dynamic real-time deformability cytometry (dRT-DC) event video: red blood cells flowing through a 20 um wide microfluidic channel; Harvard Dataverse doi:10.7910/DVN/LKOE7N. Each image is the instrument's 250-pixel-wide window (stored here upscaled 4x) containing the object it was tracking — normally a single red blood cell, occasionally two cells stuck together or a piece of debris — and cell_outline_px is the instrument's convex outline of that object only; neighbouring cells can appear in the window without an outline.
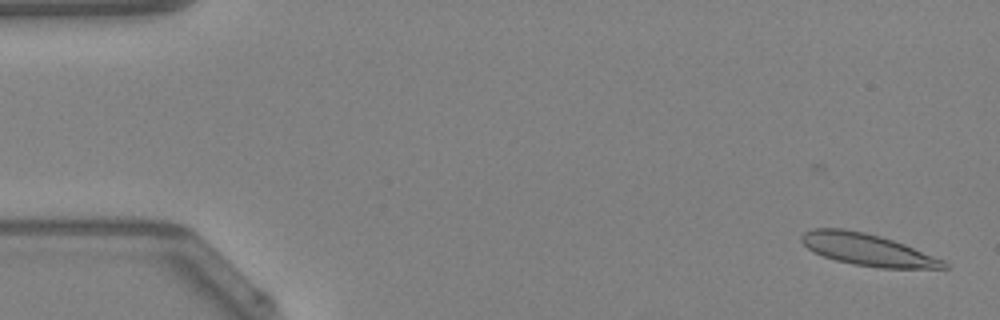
{"species": "Egyptian fruit bat (a non-hibernating species)", "species_latin": "Rousettus aegyptiacus", "temperature_condition": "warm", "stored_images_in_passage": 49, "camera_frame_rate_fps": 3000, "um_per_image_px": 0.085, "animal": {"sex": "female"}, "frame": {"image": 1, "passage_image": 2, "time_ms": 0.333, "image_size_px": [1000, 320], "cell_outline_px": [[948, 268], [880, 268], [852, 264], [836, 260], [824, 256], [808, 248], [800, 240], [800, 236], [804, 232], [812, 228], [844, 228], [864, 232], [880, 236], [904, 244], [944, 260], [948, 264]], "centroid_in_image_um": [73.72, 21.21], "position_along_channel_um": 11.3, "area_um2": 26.3}}
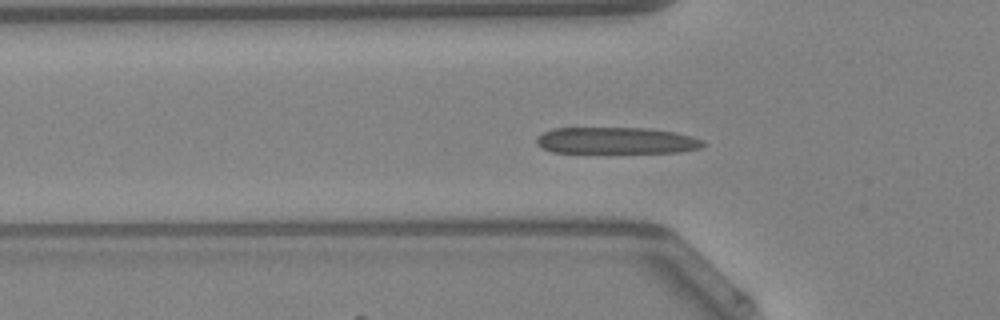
{"frame": {"image": 2, "passage_image": 16, "time_ms": 5.0, "image_size_px": [1000, 320], "cell_outline_px": [[704, 144], [700, 148], [680, 152], [552, 152], [536, 144], [536, 136], [552, 128], [648, 128], [676, 132], [692, 136], [704, 140]], "centroid_in_image_um": [52.39, 11.94], "position_along_channel_um": 73.4, "area_um2": 25.78}, "authors_computed_cell_mechanics": {"area_um2": 25.9522, "velocity_mm_per_s": 4.2102, "shape_relaxation_time_tau1_ms": 8.8981, "shape_relaxation_time_tau2_ms": 4.2299, "deformation_change_tau1": 0.2244, "deformation_change_tau2": 0.121}}